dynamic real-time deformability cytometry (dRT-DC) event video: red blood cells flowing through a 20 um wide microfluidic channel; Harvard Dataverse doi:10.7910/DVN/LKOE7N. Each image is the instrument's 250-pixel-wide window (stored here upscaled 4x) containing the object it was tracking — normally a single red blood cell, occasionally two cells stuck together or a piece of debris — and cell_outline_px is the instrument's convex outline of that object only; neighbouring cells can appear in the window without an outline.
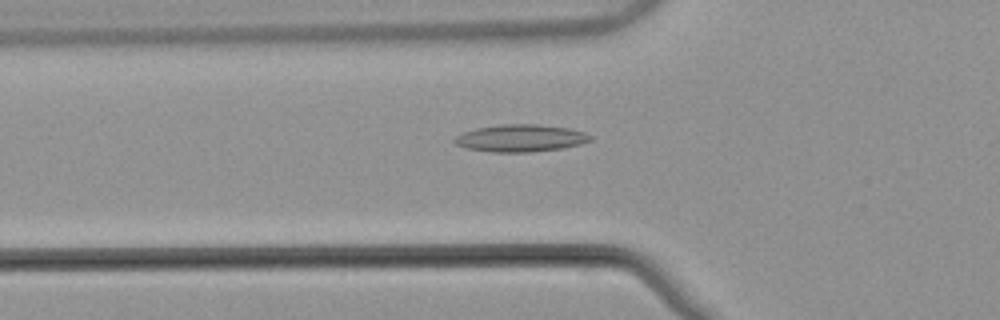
{"species": "common noctule bat (a hibernating species)", "species_latin": "Nyctalus noctula", "temperature_condition": "warm", "stored_images_in_passage": 53, "camera_frame_rate_fps": 3000, "um_per_image_px": 0.085, "animal": {"sex": "male", "body_mass_g": 21.5, "forearm_length_mm": 52.0}, "frame": {"image": 1, "passage_image": 19, "time_ms": 6.0, "image_size_px": [1000, 320], "cell_outline_px": [[592, 140], [580, 144], [564, 148], [532, 152], [492, 152], [464, 148], [456, 144], [452, 140], [456, 136], [464, 132], [476, 128], [500, 124], [536, 124], [568, 128], [584, 132], [592, 136]], "centroid_in_image_um": [44.24, 11.75], "position_along_channel_um": 81.6, "area_um2": 21.68}}
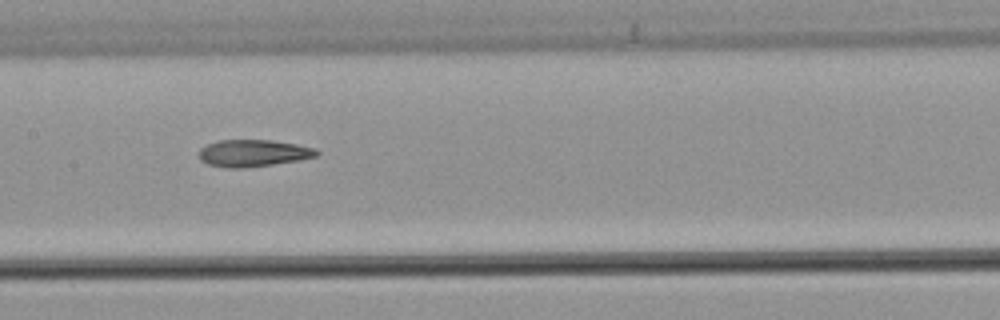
{"frame": {"image": 2, "passage_image": 27, "time_ms": 8.667, "image_size_px": [1000, 320], "cell_outline_px": [[320, 152], [316, 156], [296, 160], [272, 164], [240, 168], [228, 168], [208, 164], [200, 160], [200, 148], [208, 144], [220, 140], [272, 140], [296, 144], [316, 148]], "centroid_in_image_um": [21.52, 13.01], "position_along_channel_um": 185.9, "area_um2": 18.26}}
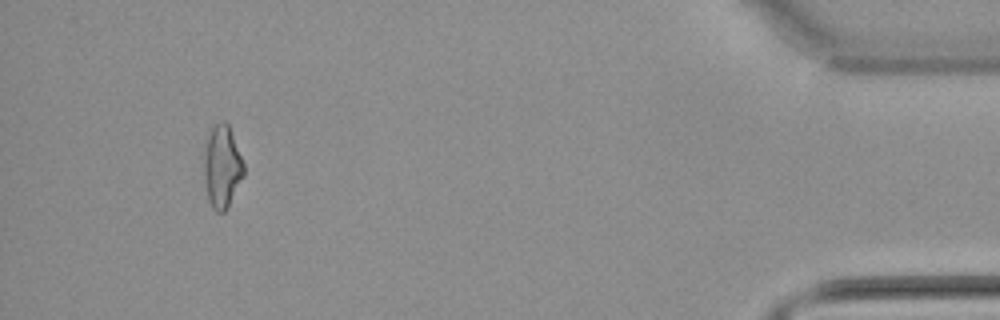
{"frame": {"image": 3, "passage_image": 50, "time_ms": 16.333, "image_size_px": [1000, 320], "cell_outline_px": [[244, 176], [228, 208], [224, 212], [216, 212], [212, 208], [208, 200], [204, 176], [204, 148], [208, 132], [212, 124], [220, 120], [224, 120], [228, 124], [244, 164]], "centroid_in_image_um": [18.86, 14.15], "position_along_channel_um": 416.3, "area_um2": 19.48}, "authors_computed_cell_mechanics": {"area_um2": 19.074, "velocity_mm_per_s": 3.8858, "shape_relaxation_time_tau1_ms": null, "shape_relaxation_time_tau2_ms": 4.5516, "deformation_change_tau1": null, "deformation_change_tau2": 0.1524}}